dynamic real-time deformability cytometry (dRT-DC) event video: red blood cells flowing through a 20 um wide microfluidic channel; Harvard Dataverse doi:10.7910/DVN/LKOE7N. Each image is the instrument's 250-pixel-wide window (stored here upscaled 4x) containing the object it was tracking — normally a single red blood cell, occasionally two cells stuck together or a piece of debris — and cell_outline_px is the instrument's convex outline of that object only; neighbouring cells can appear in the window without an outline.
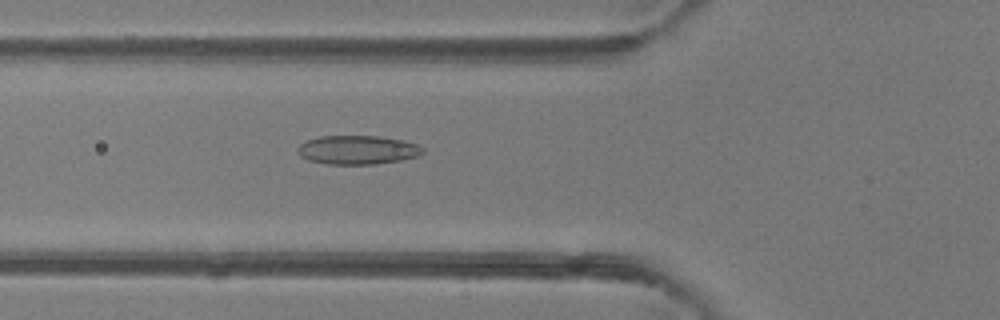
{"species": "common noctule bat (a hibernating species)", "species_latin": "Nyctalus noctula", "temperature_condition": "room temperature", "stored_images_in_passage": 37, "camera_frame_rate_fps": 3000, "um_per_image_px": 0.085, "animal": {"sex": "female"}, "frame": {"image": 1, "passage_image": 6, "time_ms": 1.667, "image_size_px": [1000, 320], "cell_outline_px": [[424, 152], [420, 156], [400, 160], [376, 164], [328, 164], [308, 160], [300, 156], [296, 148], [300, 144], [308, 140], [320, 136], [380, 136], [400, 140], [416, 144], [424, 148]], "centroid_in_image_um": [30.39, 12.74], "position_along_channel_um": 95.4, "area_um2": 21.04}}
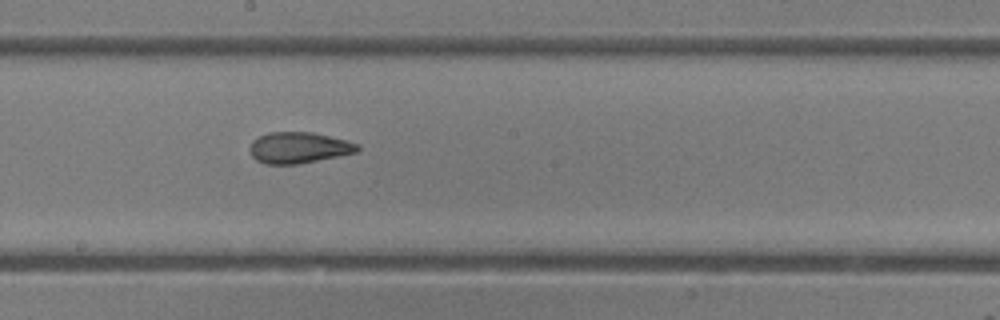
{"frame": {"image": 2, "passage_image": 15, "time_ms": 4.667, "image_size_px": [1000, 320], "cell_outline_px": [[360, 148], [356, 152], [296, 164], [264, 164], [256, 160], [252, 156], [252, 140], [268, 132], [312, 132], [348, 140], [360, 144]], "centroid_in_image_um": [25.41, 12.54], "position_along_channel_um": 222.8, "area_um2": 19.31}}
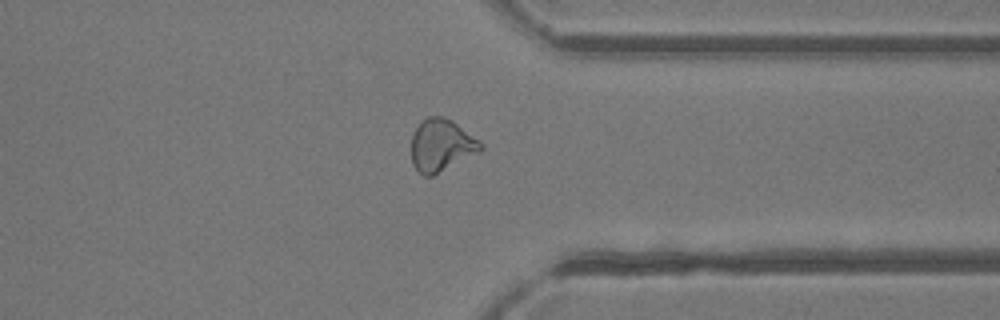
{"frame": {"image": 3, "passage_image": 26, "time_ms": 8.333, "image_size_px": [1000, 320], "cell_outline_px": [[484, 148], [480, 152], [432, 176], [424, 176], [412, 164], [412, 132], [420, 120], [428, 116], [444, 116], [452, 120], [480, 140], [484, 144]], "centroid_in_image_um": [37.52, 12.32], "position_along_channel_um": 373.9, "area_um2": 21.39}, "authors_computed_cell_mechanics": {"area_um2": 20.519, "velocity_mm_per_s": 4.2159, "shape_relaxation_time_tau1_ms": 8.3741, "shape_relaxation_time_tau2_ms": 1.6274, "deformation_change_tau1": 0.2055, "deformation_change_tau2": 0.0887}}